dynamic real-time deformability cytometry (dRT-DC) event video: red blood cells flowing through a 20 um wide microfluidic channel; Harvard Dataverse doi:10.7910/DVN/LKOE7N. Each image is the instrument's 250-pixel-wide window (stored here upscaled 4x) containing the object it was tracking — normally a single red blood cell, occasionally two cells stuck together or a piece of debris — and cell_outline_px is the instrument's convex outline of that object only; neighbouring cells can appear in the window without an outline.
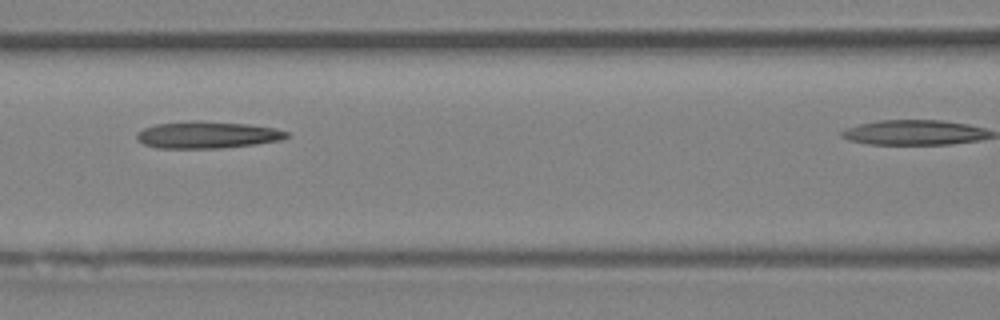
{"species": "Egyptian fruit bat (a non-hibernating species)", "species_latin": "Rousettus aegyptiacus", "temperature_condition": "room temperature", "stored_images_in_passage": 4, "camera_frame_rate_fps": 3000, "um_per_image_px": 0.085, "animal": {"sex": "female"}, "frame": {"image": 1, "passage_image": 3, "time_ms": 2.333, "image_size_px": [1000, 320], "cell_outline_px": [[292, 136], [284, 140], [256, 144], [220, 148], [156, 148], [144, 144], [136, 136], [136, 132], [144, 128], [156, 124], [192, 120], [200, 120], [248, 124], [276, 128], [288, 132]], "centroid_in_image_um": [17.67, 11.46], "position_along_channel_um": 148.9, "area_um2": 23.81}}